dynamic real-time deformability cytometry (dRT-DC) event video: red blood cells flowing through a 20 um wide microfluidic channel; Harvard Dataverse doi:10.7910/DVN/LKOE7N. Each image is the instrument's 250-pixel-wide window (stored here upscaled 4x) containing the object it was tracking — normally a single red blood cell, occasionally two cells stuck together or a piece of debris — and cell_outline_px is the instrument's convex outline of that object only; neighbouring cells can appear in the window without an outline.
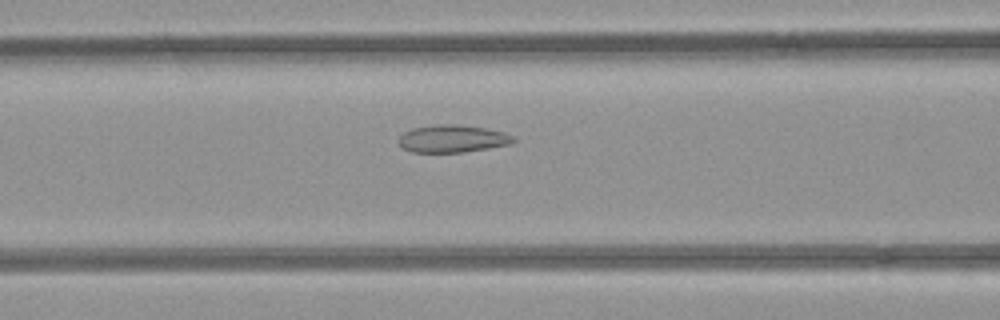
{"species": "common noctule bat (a hibernating species)", "species_latin": "Nyctalus noctula", "temperature_condition": "room temperature", "stored_images_in_passage": 53, "camera_frame_rate_fps": 3000, "um_per_image_px": 0.085, "animal": {"sex": "female", "body_mass_g": 21.9}, "frame": {"image": 1, "passage_image": 22, "time_ms": 7.0, "image_size_px": [1000, 320], "cell_outline_px": [[516, 140], [508, 144], [488, 148], [464, 152], [412, 152], [404, 148], [400, 144], [400, 136], [404, 132], [412, 128], [436, 124], [460, 124], [484, 128], [504, 132], [516, 136]], "centroid_in_image_um": [38.49, 11.78], "position_along_channel_um": 128.1, "area_um2": 18.32}}
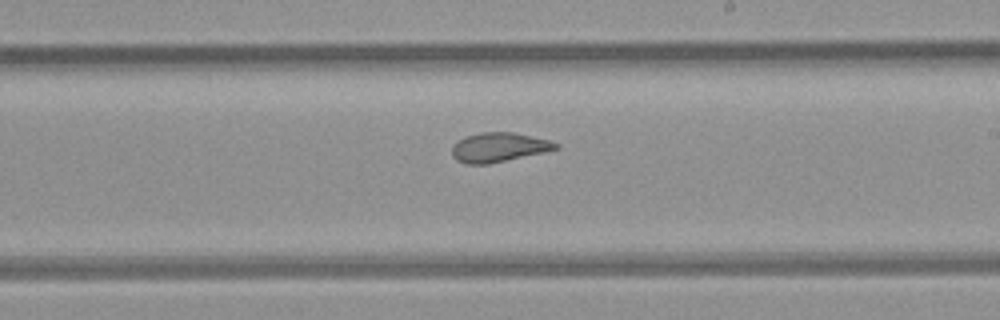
{"frame": {"image": 2, "passage_image": 31, "time_ms": 10.0, "image_size_px": [1000, 320], "cell_outline_px": [[560, 148], [544, 152], [488, 164], [468, 164], [456, 160], [452, 156], [452, 144], [456, 140], [464, 136], [480, 132], [516, 132], [552, 140], [560, 144]], "centroid_in_image_um": [42.4, 12.5], "position_along_channel_um": 246.6, "area_um2": 18.09}}
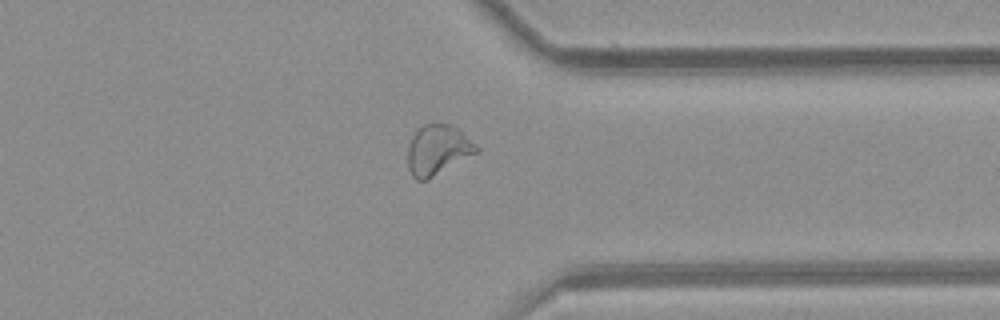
{"frame": {"image": 3, "passage_image": 41, "time_ms": 13.333, "image_size_px": [1000, 320], "cell_outline_px": [[480, 152], [424, 180], [416, 180], [412, 176], [408, 168], [408, 144], [416, 128], [424, 124], [452, 124], [476, 144], [480, 148]], "centroid_in_image_um": [37.2, 12.72], "position_along_channel_um": 374.2, "area_um2": 20.0}, "authors_computed_cell_mechanics": {"area_um2": 21.2704, "velocity_mm_per_s": 3.94, "shape_relaxation_time_tau1_ms": null, "shape_relaxation_time_tau2_ms": 1.4929, "deformation_change_tau1": null, "deformation_change_tau2": 0.0842}}